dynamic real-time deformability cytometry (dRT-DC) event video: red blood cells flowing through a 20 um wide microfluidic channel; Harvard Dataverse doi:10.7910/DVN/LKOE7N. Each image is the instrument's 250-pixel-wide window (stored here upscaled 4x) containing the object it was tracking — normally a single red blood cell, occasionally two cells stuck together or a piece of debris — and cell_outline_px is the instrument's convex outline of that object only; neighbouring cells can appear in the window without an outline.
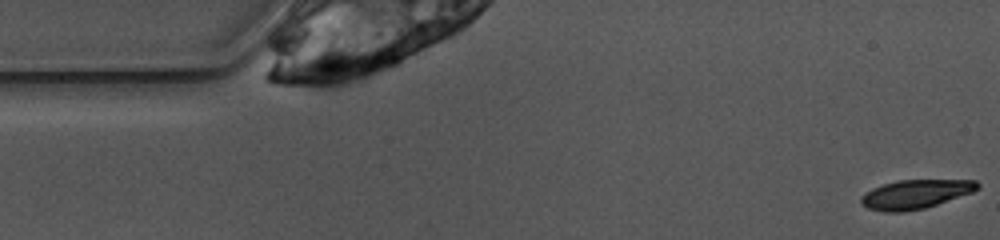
{"species": "common noctule bat (a hibernating species)", "species_latin": "Nyctalus noctula", "temperature_condition": "warm", "stored_images_in_passage": 4, "camera_frame_rate_fps": 3000, "um_per_image_px": 0.085, "animal": {"sex": "female", "body_mass_g": 10.0, "forearm_length_mm": 53.1}, "frame": {"image": 1, "passage_image": 1, "time_ms": 0.0, "image_size_px": [1000, 240], "cell_outline_px": [[980, 188], [972, 192], [924, 208], [904, 212], [884, 212], [868, 208], [860, 204], [860, 196], [864, 192], [872, 188], [884, 184], [900, 180], [976, 180], [980, 184]], "centroid_in_image_um": [77.77, 16.51], "position_along_channel_um": 7.2, "area_um2": 19.65}}